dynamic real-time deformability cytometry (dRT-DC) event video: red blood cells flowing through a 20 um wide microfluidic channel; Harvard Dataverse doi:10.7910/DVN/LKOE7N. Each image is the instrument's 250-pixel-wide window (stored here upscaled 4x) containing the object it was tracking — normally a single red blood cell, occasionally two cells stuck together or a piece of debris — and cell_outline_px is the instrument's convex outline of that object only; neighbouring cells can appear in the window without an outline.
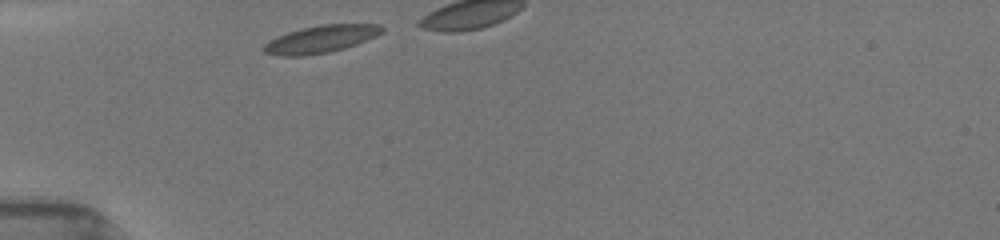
{"species": "common noctule bat (a hibernating species)", "species_latin": "Nyctalus noctula", "temperature_condition": "room temperature", "stored_images_in_passage": 9, "camera_frame_rate_fps": 3000, "um_per_image_px": 0.085, "animal": {"sex": "female", "body_mass_g": 19.5, "forearm_length_mm": 54.1}, "frame": {"image": 1, "passage_image": 1, "time_ms": 0.0, "image_size_px": [1000, 240], "cell_outline_px": [[384, 32], [376, 36], [356, 44], [344, 48], [328, 52], [304, 56], [280, 56], [264, 52], [260, 48], [264, 44], [288, 32], [320, 24], [380, 24], [384, 28]], "centroid_in_image_um": [27.29, 3.33], "position_along_channel_um": 57.7, "area_um2": 18.73}}